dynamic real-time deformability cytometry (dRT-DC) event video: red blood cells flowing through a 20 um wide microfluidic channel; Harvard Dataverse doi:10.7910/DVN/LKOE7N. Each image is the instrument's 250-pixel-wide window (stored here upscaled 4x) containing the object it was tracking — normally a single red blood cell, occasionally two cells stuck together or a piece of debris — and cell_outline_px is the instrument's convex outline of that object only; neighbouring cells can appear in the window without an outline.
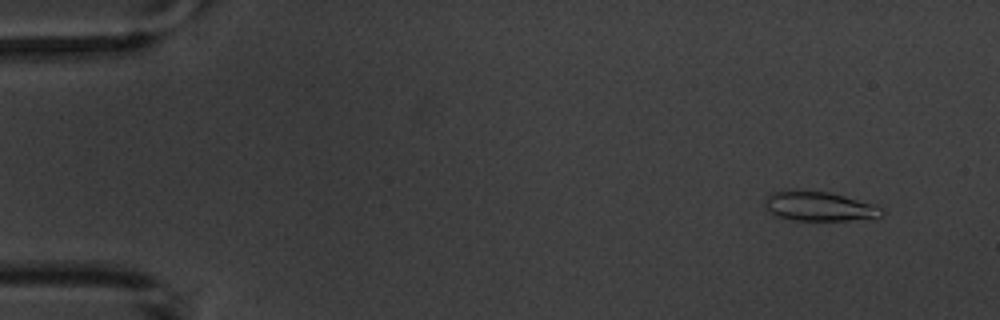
{"species": "common noctule bat (a hibernating species)", "species_latin": "Nyctalus noctula", "temperature_condition": "warm", "stored_images_in_passage": 8, "camera_frame_rate_fps": 3000, "um_per_image_px": 0.085, "animal": {"sex": "male", "body_mass_g": 20.1, "forearm_length_mm": 53.5}, "frame": {"image": 1, "passage_image": 1, "time_ms": 0.0, "image_size_px": [1000, 320], "cell_outline_px": [[884, 216], [848, 220], [792, 220], [776, 216], [768, 212], [764, 204], [764, 200], [772, 192], [796, 188], [828, 192], [876, 204], [884, 208]], "centroid_in_image_um": [69.61, 17.51], "position_along_channel_um": 15.4, "area_um2": 20.52}}
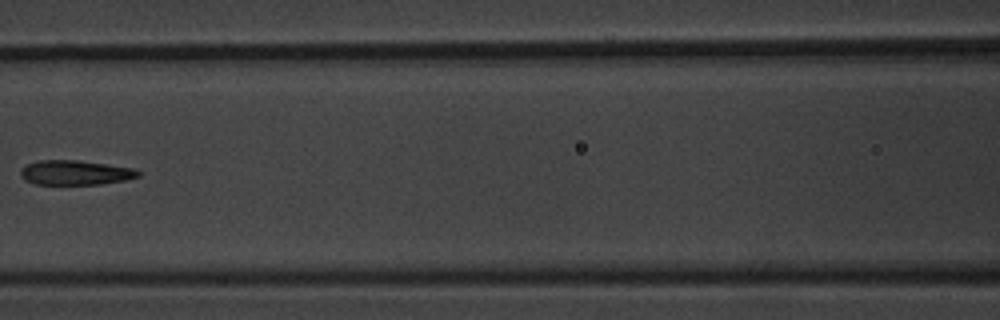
{"frame": {"image": 2, "passage_image": 7, "time_ms": 7.0, "image_size_px": [1000, 320], "cell_outline_px": [[140, 176], [124, 180], [100, 184], [36, 184], [24, 180], [20, 176], [20, 172], [28, 164], [40, 160], [76, 160], [132, 168], [140, 172]], "centroid_in_image_um": [6.38, 14.68], "position_along_channel_um": 160.2, "area_um2": 16.59}}
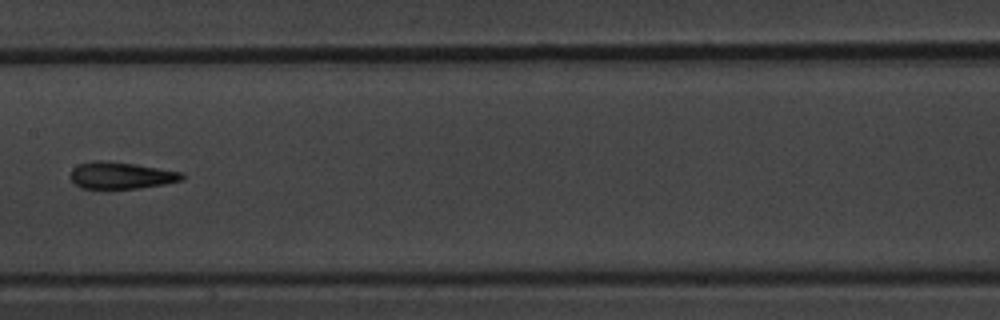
{"frame": {"image": 3, "passage_image": 8, "time_ms": 8.0, "image_size_px": [1000, 320], "cell_outline_px": [[184, 176], [180, 180], [164, 184], [140, 188], [80, 188], [68, 176], [72, 168], [80, 164], [92, 160], [104, 160], [136, 164], [184, 172]], "centroid_in_image_um": [10.26, 14.89], "position_along_channel_um": 197.1, "area_um2": 17.51}}